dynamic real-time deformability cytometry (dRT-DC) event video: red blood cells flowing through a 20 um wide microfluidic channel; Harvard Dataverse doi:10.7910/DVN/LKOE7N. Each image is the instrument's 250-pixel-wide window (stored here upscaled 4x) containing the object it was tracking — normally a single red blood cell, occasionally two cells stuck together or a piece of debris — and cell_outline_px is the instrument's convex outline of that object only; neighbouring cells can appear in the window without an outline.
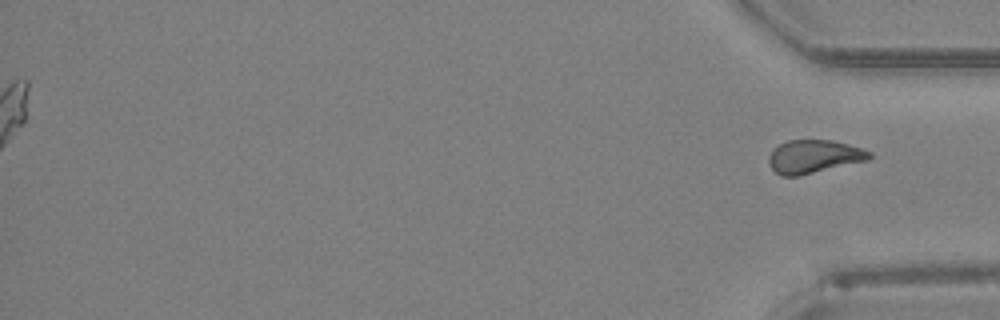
{"species": "Egyptian fruit bat (a non-hibernating species)", "species_latin": "Rousettus aegyptiacus", "temperature_condition": "room temperature", "stored_images_in_passage": 49, "segment_of_instrument_passage": [2, 2], "camera_frame_rate_fps": 3000, "um_per_image_px": 0.085, "animal": {"sex": "female"}, "frame": {"image": 1, "passage_image": 49, "time_ms": 16.0, "image_size_px": [1000, 320], "cell_outline_px": [[872, 156], [868, 160], [796, 176], [780, 176], [768, 164], [768, 156], [772, 148], [788, 140], [832, 140], [848, 144], [872, 152]], "centroid_in_image_um": [69.14, 13.3], "position_along_channel_um": 366.1, "area_um2": 19.42}}